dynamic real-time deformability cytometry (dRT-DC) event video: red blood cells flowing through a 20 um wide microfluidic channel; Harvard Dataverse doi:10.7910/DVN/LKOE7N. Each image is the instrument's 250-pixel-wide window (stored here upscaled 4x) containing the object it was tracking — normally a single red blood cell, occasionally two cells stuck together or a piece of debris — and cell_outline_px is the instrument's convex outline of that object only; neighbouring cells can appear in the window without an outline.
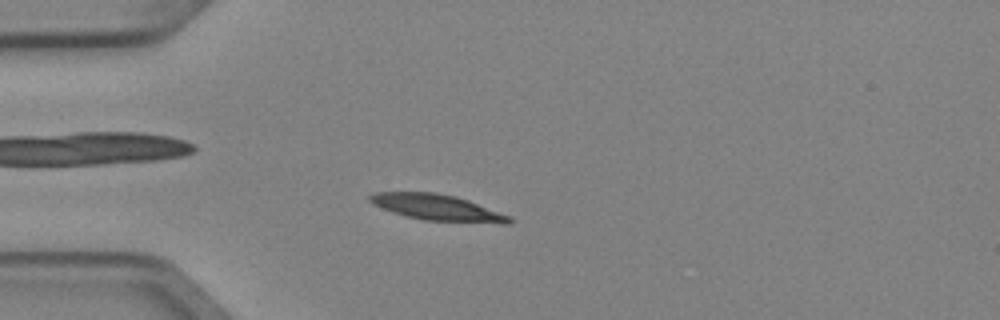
{"species": "Egyptian fruit bat (a non-hibernating species)", "species_latin": "Rousettus aegyptiacus", "temperature_condition": "cold", "stored_images_in_passage": 3, "camera_frame_rate_fps": 3000, "um_per_image_px": 0.085, "animal": {"sex": "female"}, "frame": {"image": 1, "passage_image": 3, "time_ms": 0.667, "image_size_px": [1000, 320], "cell_outline_px": [[516, 220], [508, 224], [500, 224], [424, 220], [392, 212], [372, 204], [368, 200], [368, 196], [376, 192], [436, 192], [456, 196], [468, 200], [512, 216]], "centroid_in_image_um": [37.24, 17.65], "position_along_channel_um": 47.8, "area_um2": 21.44}}